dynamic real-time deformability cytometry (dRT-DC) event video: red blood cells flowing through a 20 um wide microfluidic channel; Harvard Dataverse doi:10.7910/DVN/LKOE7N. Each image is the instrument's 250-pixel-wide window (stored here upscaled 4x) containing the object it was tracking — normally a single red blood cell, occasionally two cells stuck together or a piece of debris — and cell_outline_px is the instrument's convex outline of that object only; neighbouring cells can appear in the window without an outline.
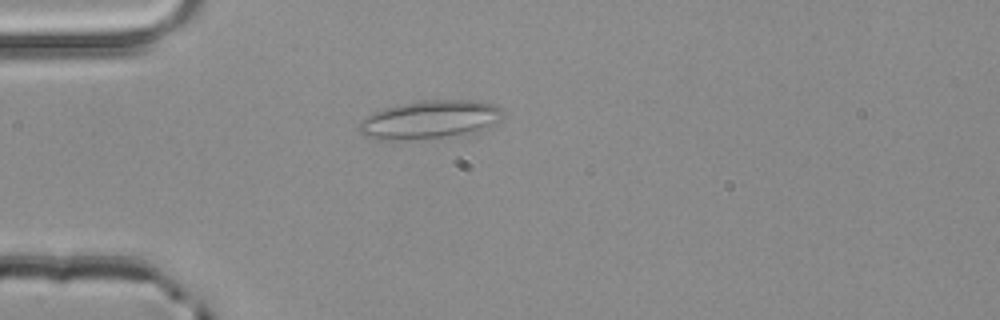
{"species": "common noctule bat (a hibernating species)", "species_latin": "Nyctalus noctula", "temperature_condition": "room temperature", "stored_images_in_passage": 3, "camera_frame_rate_fps": 3000, "um_per_image_px": 0.085, "animal": {"sex": "male", "body_mass_g": 20.4}, "frame": {"image": 1, "passage_image": 3, "time_ms": 0.667, "image_size_px": [1000, 320], "cell_outline_px": [[500, 116], [488, 128], [464, 136], [404, 140], [376, 140], [364, 136], [360, 132], [360, 120], [372, 112], [384, 108], [404, 104], [432, 100], [472, 100], [492, 104], [500, 108]], "centroid_in_image_um": [36.49, 10.21], "position_along_channel_um": 48.5, "area_um2": 32.14}}